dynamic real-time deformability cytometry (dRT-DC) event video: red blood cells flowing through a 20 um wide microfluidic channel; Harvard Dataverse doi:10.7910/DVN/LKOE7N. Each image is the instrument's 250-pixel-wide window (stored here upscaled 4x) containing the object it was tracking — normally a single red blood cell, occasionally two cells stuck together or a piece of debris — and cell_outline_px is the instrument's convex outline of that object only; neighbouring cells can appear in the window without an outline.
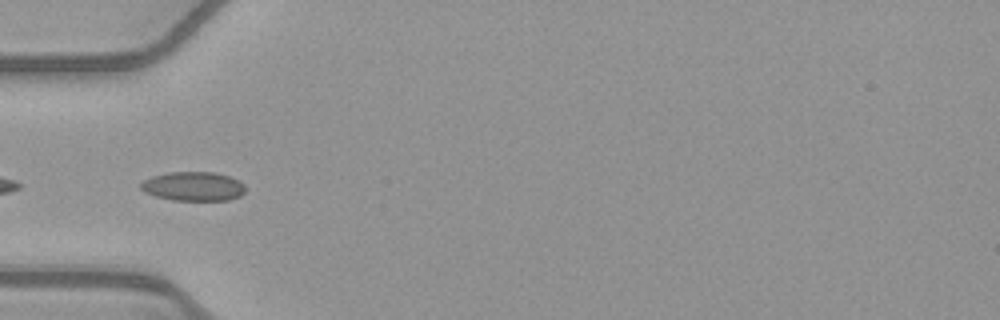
{"species": "common noctule bat (a hibernating species)", "species_latin": "Nyctalus noctula", "temperature_condition": "warm", "stored_images_in_passage": 30, "camera_frame_rate_fps": 3000, "um_per_image_px": 0.085, "animal": {"sex": "female", "body_mass_g": 21.9}, "frame": {"image": 1, "passage_image": 13, "time_ms": 4.0, "image_size_px": [1000, 320], "cell_outline_px": [[244, 192], [240, 196], [228, 200], [172, 200], [156, 196], [144, 192], [140, 188], [140, 184], [144, 180], [152, 176], [168, 172], [216, 172], [240, 180], [244, 184]], "centroid_in_image_um": [16.43, 15.83], "position_along_channel_um": 68.6, "area_um2": 17.8}}
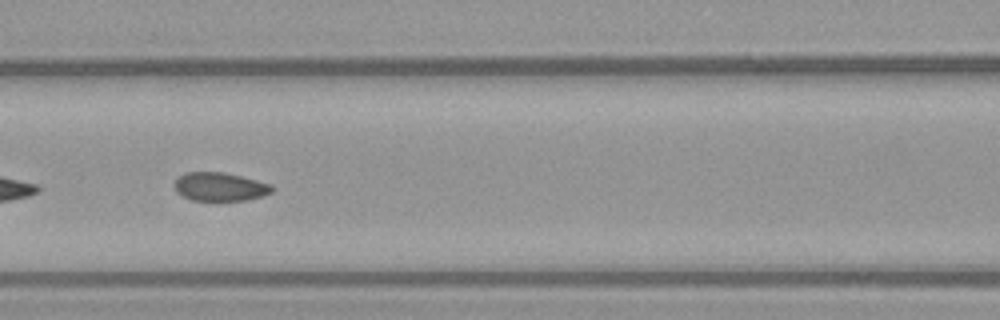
{"frame": {"image": 2, "passage_image": 19, "time_ms": 6.0, "image_size_px": [1000, 320], "cell_outline_px": [[276, 188], [272, 192], [264, 196], [244, 200], [192, 200], [176, 192], [172, 184], [184, 172], [224, 172], [272, 184]], "centroid_in_image_um": [18.7, 15.87], "position_along_channel_um": 147.9, "area_um2": 16.3}}
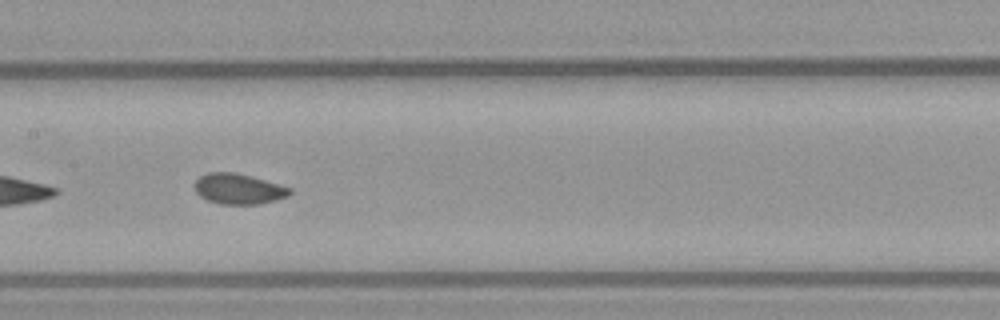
{"frame": {"image": 3, "passage_image": 22, "time_ms": 7.0, "image_size_px": [1000, 320], "cell_outline_px": [[292, 192], [288, 196], [276, 200], [260, 204], [220, 204], [208, 200], [200, 196], [196, 192], [196, 180], [200, 176], [208, 172], [232, 172], [264, 180], [292, 188]], "centroid_in_image_um": [20.29, 16.06], "position_along_channel_um": 187.1, "area_um2": 16.7}}